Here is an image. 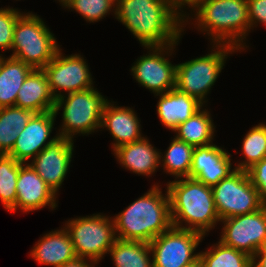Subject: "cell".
Segmentation results:
<instances>
[{"label": "cell", "mask_w": 266, "mask_h": 267, "mask_svg": "<svg viewBox=\"0 0 266 267\" xmlns=\"http://www.w3.org/2000/svg\"><path fill=\"white\" fill-rule=\"evenodd\" d=\"M77 257L99 263L116 238L112 217L102 213L69 219L65 223Z\"/></svg>", "instance_id": "ba28073f"}, {"label": "cell", "mask_w": 266, "mask_h": 267, "mask_svg": "<svg viewBox=\"0 0 266 267\" xmlns=\"http://www.w3.org/2000/svg\"><path fill=\"white\" fill-rule=\"evenodd\" d=\"M96 264L98 263L95 261L76 257L73 260L64 263L60 267H95Z\"/></svg>", "instance_id": "d590c367"}, {"label": "cell", "mask_w": 266, "mask_h": 267, "mask_svg": "<svg viewBox=\"0 0 266 267\" xmlns=\"http://www.w3.org/2000/svg\"><path fill=\"white\" fill-rule=\"evenodd\" d=\"M108 99L94 87L83 91L63 94L55 101L54 114L57 116L61 108L62 125L60 137L73 140L75 135H89L101 126L103 109ZM61 130V132H60Z\"/></svg>", "instance_id": "5b68a950"}, {"label": "cell", "mask_w": 266, "mask_h": 267, "mask_svg": "<svg viewBox=\"0 0 266 267\" xmlns=\"http://www.w3.org/2000/svg\"><path fill=\"white\" fill-rule=\"evenodd\" d=\"M252 267H266V245L252 257Z\"/></svg>", "instance_id": "8d00e7d4"}, {"label": "cell", "mask_w": 266, "mask_h": 267, "mask_svg": "<svg viewBox=\"0 0 266 267\" xmlns=\"http://www.w3.org/2000/svg\"><path fill=\"white\" fill-rule=\"evenodd\" d=\"M35 113L16 106L0 108V154L7 155Z\"/></svg>", "instance_id": "484cf974"}, {"label": "cell", "mask_w": 266, "mask_h": 267, "mask_svg": "<svg viewBox=\"0 0 266 267\" xmlns=\"http://www.w3.org/2000/svg\"><path fill=\"white\" fill-rule=\"evenodd\" d=\"M199 1L200 0H169L171 5L183 16V25H187L186 22L188 23L190 14L188 13L187 16L185 13H183L184 11L182 9L186 6L193 8Z\"/></svg>", "instance_id": "e575fe53"}, {"label": "cell", "mask_w": 266, "mask_h": 267, "mask_svg": "<svg viewBox=\"0 0 266 267\" xmlns=\"http://www.w3.org/2000/svg\"><path fill=\"white\" fill-rule=\"evenodd\" d=\"M193 150L194 147L186 142L176 137L172 139L164 156L160 153V165L162 164L164 172L173 175L175 180L189 177Z\"/></svg>", "instance_id": "4316f807"}, {"label": "cell", "mask_w": 266, "mask_h": 267, "mask_svg": "<svg viewBox=\"0 0 266 267\" xmlns=\"http://www.w3.org/2000/svg\"><path fill=\"white\" fill-rule=\"evenodd\" d=\"M231 156L226 149L213 143L195 147L189 177L213 187L236 170L232 168Z\"/></svg>", "instance_id": "e0dca14e"}, {"label": "cell", "mask_w": 266, "mask_h": 267, "mask_svg": "<svg viewBox=\"0 0 266 267\" xmlns=\"http://www.w3.org/2000/svg\"><path fill=\"white\" fill-rule=\"evenodd\" d=\"M22 164L9 155L0 154V200L8 212L15 207L17 177Z\"/></svg>", "instance_id": "f546056e"}, {"label": "cell", "mask_w": 266, "mask_h": 267, "mask_svg": "<svg viewBox=\"0 0 266 267\" xmlns=\"http://www.w3.org/2000/svg\"><path fill=\"white\" fill-rule=\"evenodd\" d=\"M219 241L253 257L266 245V206L258 211L223 219Z\"/></svg>", "instance_id": "8fae6325"}, {"label": "cell", "mask_w": 266, "mask_h": 267, "mask_svg": "<svg viewBox=\"0 0 266 267\" xmlns=\"http://www.w3.org/2000/svg\"><path fill=\"white\" fill-rule=\"evenodd\" d=\"M55 101L44 70L33 69L17 93L15 106L34 113H44L54 110Z\"/></svg>", "instance_id": "7402d4cb"}, {"label": "cell", "mask_w": 266, "mask_h": 267, "mask_svg": "<svg viewBox=\"0 0 266 267\" xmlns=\"http://www.w3.org/2000/svg\"><path fill=\"white\" fill-rule=\"evenodd\" d=\"M212 48L214 50L205 56L176 64L175 88L195 97L202 104L208 102L205 97L217 81L228 55L238 52L227 44H213Z\"/></svg>", "instance_id": "52a82bcc"}, {"label": "cell", "mask_w": 266, "mask_h": 267, "mask_svg": "<svg viewBox=\"0 0 266 267\" xmlns=\"http://www.w3.org/2000/svg\"><path fill=\"white\" fill-rule=\"evenodd\" d=\"M165 189L164 196L160 185L154 184L147 193L114 216L117 239L150 243L173 226L170 198Z\"/></svg>", "instance_id": "7a4b0ae2"}, {"label": "cell", "mask_w": 266, "mask_h": 267, "mask_svg": "<svg viewBox=\"0 0 266 267\" xmlns=\"http://www.w3.org/2000/svg\"><path fill=\"white\" fill-rule=\"evenodd\" d=\"M22 14L13 7L0 8V49L12 50L14 28Z\"/></svg>", "instance_id": "1f68e13d"}, {"label": "cell", "mask_w": 266, "mask_h": 267, "mask_svg": "<svg viewBox=\"0 0 266 267\" xmlns=\"http://www.w3.org/2000/svg\"><path fill=\"white\" fill-rule=\"evenodd\" d=\"M56 115L54 111L35 113L21 133H18L12 150L7 154L16 161L27 164L59 135L48 140L54 128ZM47 141V142H46Z\"/></svg>", "instance_id": "9a60e30c"}, {"label": "cell", "mask_w": 266, "mask_h": 267, "mask_svg": "<svg viewBox=\"0 0 266 267\" xmlns=\"http://www.w3.org/2000/svg\"><path fill=\"white\" fill-rule=\"evenodd\" d=\"M210 115L208 109L202 107L185 122L177 126L173 131L176 133L175 137L194 148L213 143L215 125Z\"/></svg>", "instance_id": "cb8c5ba5"}, {"label": "cell", "mask_w": 266, "mask_h": 267, "mask_svg": "<svg viewBox=\"0 0 266 267\" xmlns=\"http://www.w3.org/2000/svg\"><path fill=\"white\" fill-rule=\"evenodd\" d=\"M56 38L45 22L32 12L23 13L14 28L10 56L33 69H43L59 50Z\"/></svg>", "instance_id": "8992f818"}, {"label": "cell", "mask_w": 266, "mask_h": 267, "mask_svg": "<svg viewBox=\"0 0 266 267\" xmlns=\"http://www.w3.org/2000/svg\"><path fill=\"white\" fill-rule=\"evenodd\" d=\"M204 267H252V257L220 241L205 252H199Z\"/></svg>", "instance_id": "83f0119b"}, {"label": "cell", "mask_w": 266, "mask_h": 267, "mask_svg": "<svg viewBox=\"0 0 266 267\" xmlns=\"http://www.w3.org/2000/svg\"><path fill=\"white\" fill-rule=\"evenodd\" d=\"M204 238L194 230L172 226L150 243L153 267H182L199 257L196 248Z\"/></svg>", "instance_id": "30bf717a"}, {"label": "cell", "mask_w": 266, "mask_h": 267, "mask_svg": "<svg viewBox=\"0 0 266 267\" xmlns=\"http://www.w3.org/2000/svg\"><path fill=\"white\" fill-rule=\"evenodd\" d=\"M250 30L257 24L266 25V0H247Z\"/></svg>", "instance_id": "836d02e7"}, {"label": "cell", "mask_w": 266, "mask_h": 267, "mask_svg": "<svg viewBox=\"0 0 266 267\" xmlns=\"http://www.w3.org/2000/svg\"><path fill=\"white\" fill-rule=\"evenodd\" d=\"M30 256L42 265L60 267L77 257L65 227L43 235L30 251Z\"/></svg>", "instance_id": "44dd1931"}, {"label": "cell", "mask_w": 266, "mask_h": 267, "mask_svg": "<svg viewBox=\"0 0 266 267\" xmlns=\"http://www.w3.org/2000/svg\"><path fill=\"white\" fill-rule=\"evenodd\" d=\"M166 187L174 227L194 230L205 236L220 222L211 187L190 177L169 181Z\"/></svg>", "instance_id": "3957f363"}, {"label": "cell", "mask_w": 266, "mask_h": 267, "mask_svg": "<svg viewBox=\"0 0 266 267\" xmlns=\"http://www.w3.org/2000/svg\"><path fill=\"white\" fill-rule=\"evenodd\" d=\"M241 149L245 159L238 162L235 169L246 171L266 158V125L259 123L253 126L244 136Z\"/></svg>", "instance_id": "f1b7e54d"}, {"label": "cell", "mask_w": 266, "mask_h": 267, "mask_svg": "<svg viewBox=\"0 0 266 267\" xmlns=\"http://www.w3.org/2000/svg\"><path fill=\"white\" fill-rule=\"evenodd\" d=\"M211 189L220 221L258 211L264 206L260 201L258 190L251 184L244 170L236 169Z\"/></svg>", "instance_id": "9c48e42d"}, {"label": "cell", "mask_w": 266, "mask_h": 267, "mask_svg": "<svg viewBox=\"0 0 266 267\" xmlns=\"http://www.w3.org/2000/svg\"><path fill=\"white\" fill-rule=\"evenodd\" d=\"M182 267H204L203 266V263H202V260L200 257H198L196 260H194L193 262L187 264V265H184Z\"/></svg>", "instance_id": "74e56055"}, {"label": "cell", "mask_w": 266, "mask_h": 267, "mask_svg": "<svg viewBox=\"0 0 266 267\" xmlns=\"http://www.w3.org/2000/svg\"><path fill=\"white\" fill-rule=\"evenodd\" d=\"M251 184L258 190L261 203L266 206V158L246 170Z\"/></svg>", "instance_id": "d6a6232c"}, {"label": "cell", "mask_w": 266, "mask_h": 267, "mask_svg": "<svg viewBox=\"0 0 266 267\" xmlns=\"http://www.w3.org/2000/svg\"><path fill=\"white\" fill-rule=\"evenodd\" d=\"M57 194L44 182L38 173L27 163L19 168L16 184V203L10 212L20 210L30 212L49 206L57 207Z\"/></svg>", "instance_id": "2e32d148"}, {"label": "cell", "mask_w": 266, "mask_h": 267, "mask_svg": "<svg viewBox=\"0 0 266 267\" xmlns=\"http://www.w3.org/2000/svg\"><path fill=\"white\" fill-rule=\"evenodd\" d=\"M159 96L157 102V114L161 123L171 131L185 122L198 110L204 107L198 99L192 97L177 88L168 92L156 94Z\"/></svg>", "instance_id": "d6986e66"}, {"label": "cell", "mask_w": 266, "mask_h": 267, "mask_svg": "<svg viewBox=\"0 0 266 267\" xmlns=\"http://www.w3.org/2000/svg\"><path fill=\"white\" fill-rule=\"evenodd\" d=\"M33 68L11 56L2 57L0 65V108L15 106L17 93Z\"/></svg>", "instance_id": "603a6c76"}, {"label": "cell", "mask_w": 266, "mask_h": 267, "mask_svg": "<svg viewBox=\"0 0 266 267\" xmlns=\"http://www.w3.org/2000/svg\"><path fill=\"white\" fill-rule=\"evenodd\" d=\"M132 108L114 106V102H106L101 118L102 129H107L113 137L112 150L142 139L141 124Z\"/></svg>", "instance_id": "ac0fdd59"}, {"label": "cell", "mask_w": 266, "mask_h": 267, "mask_svg": "<svg viewBox=\"0 0 266 267\" xmlns=\"http://www.w3.org/2000/svg\"><path fill=\"white\" fill-rule=\"evenodd\" d=\"M108 254L115 267H153L149 243L116 239Z\"/></svg>", "instance_id": "d4e9b609"}, {"label": "cell", "mask_w": 266, "mask_h": 267, "mask_svg": "<svg viewBox=\"0 0 266 267\" xmlns=\"http://www.w3.org/2000/svg\"><path fill=\"white\" fill-rule=\"evenodd\" d=\"M114 0H71L64 7L75 10L88 22H98L103 19L113 8L115 15Z\"/></svg>", "instance_id": "4dcf8cb0"}, {"label": "cell", "mask_w": 266, "mask_h": 267, "mask_svg": "<svg viewBox=\"0 0 266 267\" xmlns=\"http://www.w3.org/2000/svg\"><path fill=\"white\" fill-rule=\"evenodd\" d=\"M115 18L144 47L177 43L186 27L169 0H117Z\"/></svg>", "instance_id": "6da1fadb"}, {"label": "cell", "mask_w": 266, "mask_h": 267, "mask_svg": "<svg viewBox=\"0 0 266 267\" xmlns=\"http://www.w3.org/2000/svg\"><path fill=\"white\" fill-rule=\"evenodd\" d=\"M57 1H59L60 2V4H61V6H65L69 1H71V0H57Z\"/></svg>", "instance_id": "f35d334b"}, {"label": "cell", "mask_w": 266, "mask_h": 267, "mask_svg": "<svg viewBox=\"0 0 266 267\" xmlns=\"http://www.w3.org/2000/svg\"><path fill=\"white\" fill-rule=\"evenodd\" d=\"M73 150V140L58 136L28 163L57 195L70 168Z\"/></svg>", "instance_id": "5bb4252c"}, {"label": "cell", "mask_w": 266, "mask_h": 267, "mask_svg": "<svg viewBox=\"0 0 266 267\" xmlns=\"http://www.w3.org/2000/svg\"><path fill=\"white\" fill-rule=\"evenodd\" d=\"M176 45L178 43L145 47L150 50L148 55L139 57L131 67L135 80L155 95L175 88L176 65L165 55L171 56Z\"/></svg>", "instance_id": "7c38bea8"}, {"label": "cell", "mask_w": 266, "mask_h": 267, "mask_svg": "<svg viewBox=\"0 0 266 267\" xmlns=\"http://www.w3.org/2000/svg\"><path fill=\"white\" fill-rule=\"evenodd\" d=\"M149 139H142L122 145L113 150L122 167L138 175L151 176L160 165V151Z\"/></svg>", "instance_id": "ffe728a7"}, {"label": "cell", "mask_w": 266, "mask_h": 267, "mask_svg": "<svg viewBox=\"0 0 266 267\" xmlns=\"http://www.w3.org/2000/svg\"><path fill=\"white\" fill-rule=\"evenodd\" d=\"M192 10L196 11L195 26L207 32L213 44H227L239 51L247 48L244 42L250 31L247 0H200Z\"/></svg>", "instance_id": "277c9868"}, {"label": "cell", "mask_w": 266, "mask_h": 267, "mask_svg": "<svg viewBox=\"0 0 266 267\" xmlns=\"http://www.w3.org/2000/svg\"><path fill=\"white\" fill-rule=\"evenodd\" d=\"M61 50L59 48L54 58L43 68L54 98L62 97L63 92L69 94L94 87L92 74L84 58L79 54L64 56Z\"/></svg>", "instance_id": "4fadbf2b"}]
</instances>
